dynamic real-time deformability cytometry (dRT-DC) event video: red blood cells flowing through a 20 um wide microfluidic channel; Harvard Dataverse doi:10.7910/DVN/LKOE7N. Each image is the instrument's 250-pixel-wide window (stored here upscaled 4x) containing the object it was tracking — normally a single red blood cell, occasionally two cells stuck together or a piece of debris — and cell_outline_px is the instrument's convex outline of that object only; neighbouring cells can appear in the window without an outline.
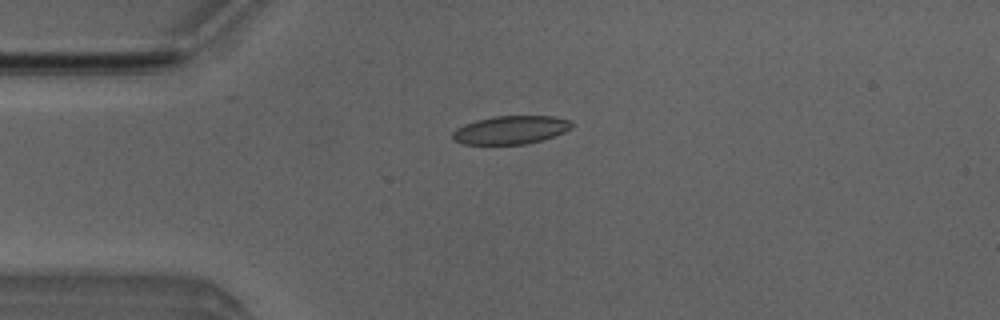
{"species": "Egyptian fruit bat (a non-hibernating species)", "species_latin": "Rousettus aegyptiacus", "temperature_condition": "room temperature", "stored_images_in_passage": 3, "camera_frame_rate_fps": 3000, "um_per_image_px": 0.085, "animal": {"sex": "male"}, "frame": {"image": 1, "passage_image": 1, "time_ms": 0.0, "image_size_px": [1000, 320], "cell_outline_px": [[572, 128], [564, 132], [540, 140], [524, 144], [464, 144], [452, 140], [452, 132], [456, 128], [464, 124], [476, 120], [496, 116], [552, 116], [572, 120]], "centroid_in_image_um": [43.39, 11.04], "position_along_channel_um": 41.6, "area_um2": 19.59}}